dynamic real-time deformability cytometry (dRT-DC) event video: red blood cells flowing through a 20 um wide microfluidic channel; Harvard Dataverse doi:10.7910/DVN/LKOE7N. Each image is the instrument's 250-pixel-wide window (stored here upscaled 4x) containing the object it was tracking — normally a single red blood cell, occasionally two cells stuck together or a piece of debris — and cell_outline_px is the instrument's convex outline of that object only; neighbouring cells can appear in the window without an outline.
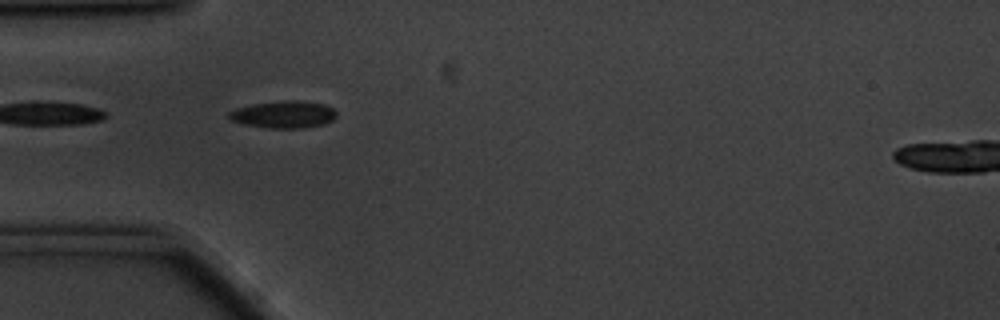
{"species": "common noctule bat (a hibernating species)", "species_latin": "Nyctalus noctula", "temperature_condition": "cold", "stored_images_in_passage": 43, "camera_frame_rate_fps": 3000, "um_per_image_px": 0.085, "animal": {"sex": "male", "body_mass_g": 20.1, "forearm_length_mm": 53.5}, "frame": {"image": 1, "passage_image": 2, "time_ms": 0.333, "image_size_px": [1000, 320], "cell_outline_px": [[336, 116], [332, 120], [324, 124], [304, 128], [268, 128], [244, 124], [232, 120], [228, 116], [228, 112], [236, 108], [252, 104], [284, 100], [292, 100], [324, 104], [332, 108], [336, 112]], "centroid_in_image_um": [24.1, 9.73], "position_along_channel_um": 60.9, "area_um2": 16.94}}
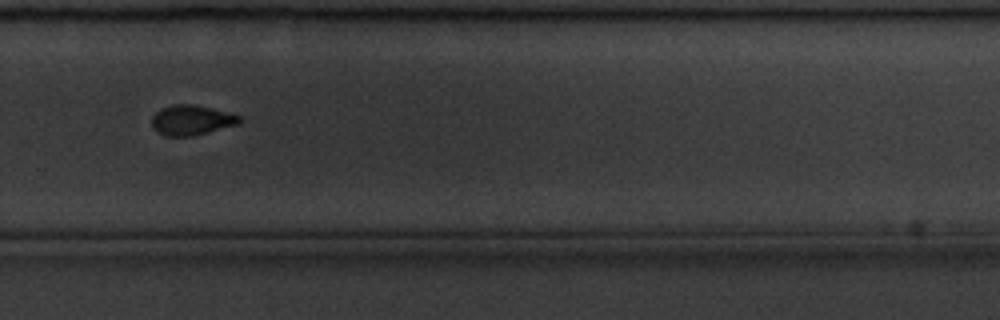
{"frame": {"image": 2, "passage_image": 24, "time_ms": 7.667, "image_size_px": [1000, 320], "cell_outline_px": [[240, 124], [192, 136], [164, 136], [156, 132], [152, 128], [152, 116], [160, 108], [172, 104], [192, 104], [212, 108], [240, 116]], "centroid_in_image_um": [16.23, 10.21], "position_along_channel_um": 313.6, "area_um2": 15.43}}
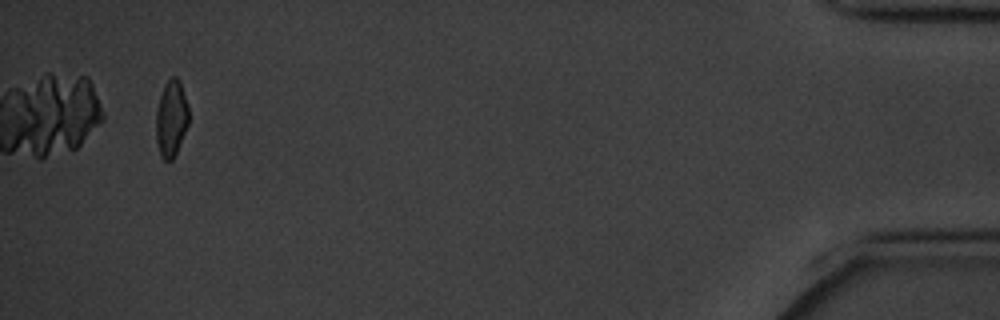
{"frame": {"image": 3, "passage_image": 40, "time_ms": 13.0, "image_size_px": [1000, 320], "cell_outline_px": [[188, 124], [176, 152], [172, 160], [164, 160], [160, 156], [156, 140], [156, 112], [160, 96], [164, 84], [172, 76], [176, 76], [180, 80], [188, 108]], "centroid_in_image_um": [14.54, 10.06], "position_along_channel_um": 420.7, "area_um2": 14.45}, "authors_computed_cell_mechanics": {"area_um2": 15.7216, "velocity_mm_per_s": 3.4634, "shape_relaxation_time_tau1_ms": 3.1245, "shape_relaxation_time_tau2_ms": 5.8103, "deformation_change_tau1": 0.1135, "deformation_change_tau2": 0.1079}}